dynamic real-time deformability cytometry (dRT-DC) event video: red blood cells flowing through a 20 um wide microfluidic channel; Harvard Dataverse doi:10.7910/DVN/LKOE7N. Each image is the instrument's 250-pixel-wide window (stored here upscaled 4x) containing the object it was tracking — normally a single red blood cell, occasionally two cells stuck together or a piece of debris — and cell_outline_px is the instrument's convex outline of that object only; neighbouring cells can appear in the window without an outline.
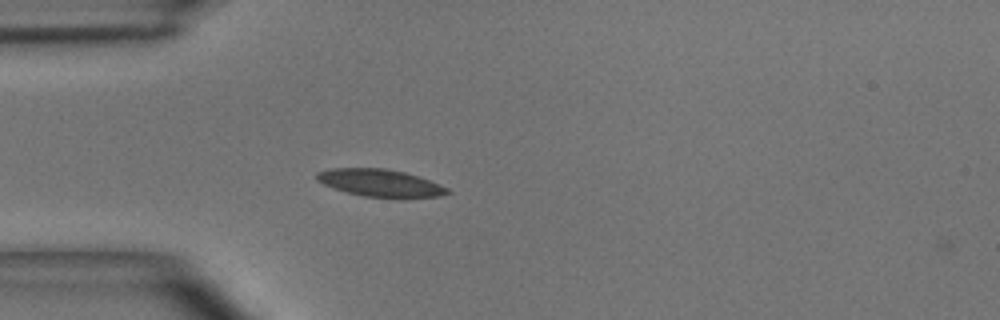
{"species": "common noctule bat (a hibernating species)", "species_latin": "Nyctalus noctula", "temperature_condition": "room temperature", "stored_images_in_passage": 37, "camera_frame_rate_fps": 3000, "um_per_image_px": 0.085, "animal": {"sex": "male", "body_mass_g": 15.6}, "frame": {"image": 1, "passage_image": 1, "time_ms": 0.0, "image_size_px": [1000, 320], "cell_outline_px": [[452, 192], [440, 196], [404, 200], [400, 200], [364, 196], [332, 188], [316, 180], [316, 172], [332, 168], [388, 168], [404, 172], [428, 180], [448, 188]], "centroid_in_image_um": [32.35, 15.59], "position_along_channel_um": 52.6, "area_um2": 21.39}}
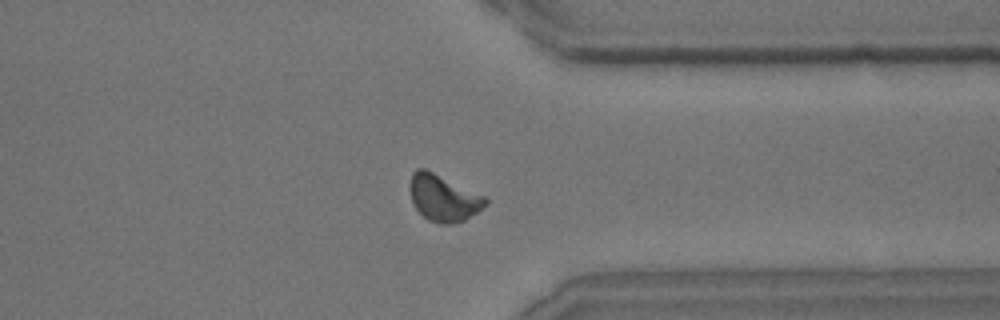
{"frame": {"image": 2, "passage_image": 26, "time_ms": 8.333, "image_size_px": [1000, 320], "cell_outline_px": [[488, 204], [464, 220], [452, 224], [436, 224], [428, 220], [416, 208], [412, 200], [408, 188], [412, 172], [416, 168], [424, 168], [484, 196], [488, 200]], "centroid_in_image_um": [37.65, 16.83], "position_along_channel_um": 373.7, "area_um2": 20.35}}
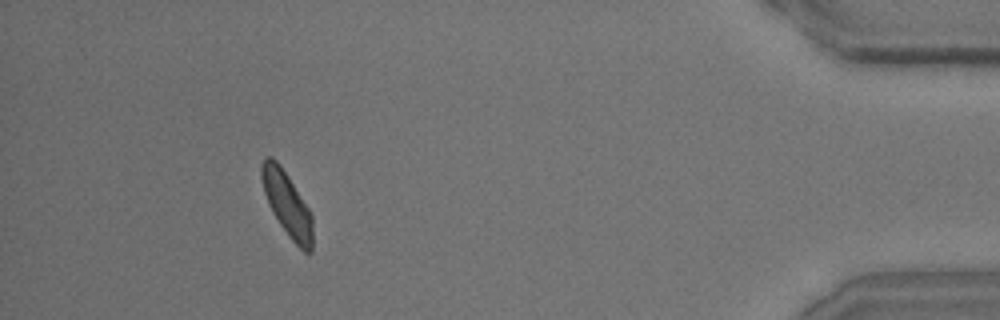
{"frame": {"image": 3, "passage_image": 33, "time_ms": 10.667, "image_size_px": [1000, 320], "cell_outline_px": [[312, 252], [304, 252], [288, 236], [272, 212], [268, 204], [264, 192], [260, 176], [260, 164], [264, 156], [272, 156], [276, 160], [308, 208], [312, 216]], "centroid_in_image_um": [24.36, 17.33], "position_along_channel_um": 410.8, "area_um2": 18.84}, "authors_computed_cell_mechanics": {"area_um2": 19.8254, "velocity_mm_per_s": 3.9827, "shape_relaxation_time_tau1_ms": 2.6806, "shape_relaxation_time_tau2_ms": 3.0068, "deformation_change_tau1": 0.0857, "deformation_change_tau2": 0.0725}}